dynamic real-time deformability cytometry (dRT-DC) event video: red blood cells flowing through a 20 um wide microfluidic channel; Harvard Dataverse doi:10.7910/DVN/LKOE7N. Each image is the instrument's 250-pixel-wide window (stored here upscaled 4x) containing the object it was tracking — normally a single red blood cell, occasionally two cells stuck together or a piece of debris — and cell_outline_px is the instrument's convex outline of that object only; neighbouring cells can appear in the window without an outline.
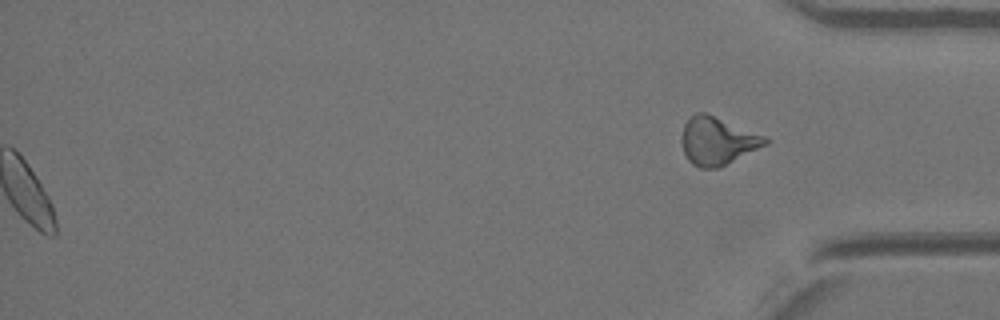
{"species": "Egyptian fruit bat (a non-hibernating species)", "species_latin": "Rousettus aegyptiacus", "temperature_condition": "warm", "stored_images_in_passage": 43, "segment_of_instrument_passage": [2, 2], "camera_frame_rate_fps": 3000, "um_per_image_px": 0.085, "animal": {"sex": "female"}, "frame": {"image": 1, "passage_image": 43, "time_ms": 14.0, "image_size_px": [1000, 320], "cell_outline_px": [[772, 140], [768, 144], [720, 168], [700, 168], [692, 164], [688, 160], [684, 152], [680, 140], [680, 136], [684, 124], [696, 112], [708, 112], [768, 136]], "centroid_in_image_um": [61.02, 11.96], "position_along_channel_um": 374.2, "area_um2": 24.04}}